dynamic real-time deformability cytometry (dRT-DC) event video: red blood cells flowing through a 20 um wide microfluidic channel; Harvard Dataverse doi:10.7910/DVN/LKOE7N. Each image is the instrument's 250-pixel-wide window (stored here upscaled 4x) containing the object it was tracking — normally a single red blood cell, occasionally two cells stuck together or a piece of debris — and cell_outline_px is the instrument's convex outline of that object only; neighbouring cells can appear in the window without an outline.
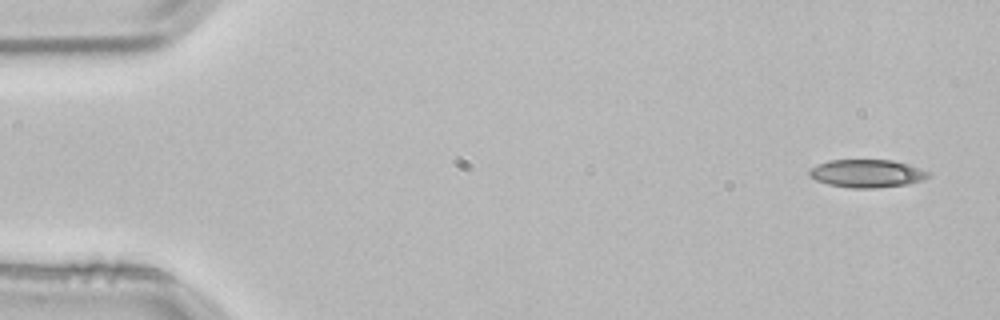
{"species": "common noctule bat (a hibernating species)", "species_latin": "Nyctalus noctula", "temperature_condition": "room temperature", "stored_images_in_passage": 4, "segment_of_instrument_passage": [2, 2], "camera_frame_rate_fps": 3000, "um_per_image_px": 0.085, "animal": {"sex": "male", "body_mass_g": 21.5, "forearm_length_mm": 52.0}, "frame": {"image": 1, "passage_image": 4, "time_ms": 1.0, "image_size_px": [1000, 320], "cell_outline_px": [[932, 176], [924, 180], [908, 184], [876, 188], [852, 188], [828, 184], [816, 180], [808, 176], [808, 168], [828, 160], [892, 160], [908, 164], [928, 172]], "centroid_in_image_um": [73.67, 14.75], "position_along_channel_um": 11.3, "area_um2": 19.54}}